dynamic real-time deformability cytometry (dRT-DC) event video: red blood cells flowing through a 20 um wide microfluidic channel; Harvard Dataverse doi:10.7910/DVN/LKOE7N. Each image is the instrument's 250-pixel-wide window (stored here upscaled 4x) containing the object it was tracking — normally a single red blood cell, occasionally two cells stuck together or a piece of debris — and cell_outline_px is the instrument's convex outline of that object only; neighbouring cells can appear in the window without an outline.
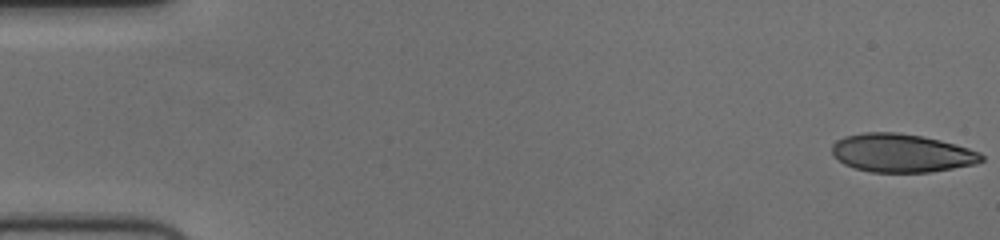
{"species": "human", "species_latin": "Homo sapiens", "temperature_condition": "cold", "stored_images_in_passage": 52, "camera_frame_rate_fps": 3000, "um_per_image_px": 0.085, "donor": {"sex": "female"}, "frame": {"image": 1, "passage_image": 1, "time_ms": 0.0, "image_size_px": [1000, 240], "cell_outline_px": [[984, 160], [976, 164], [932, 172], [872, 172], [856, 168], [844, 164], [832, 156], [832, 144], [836, 140], [844, 136], [864, 132], [900, 132], [924, 136], [956, 144], [980, 152], [984, 156]], "centroid_in_image_um": [76.64, 13.0], "position_along_channel_um": 8.4, "area_um2": 33.76}}
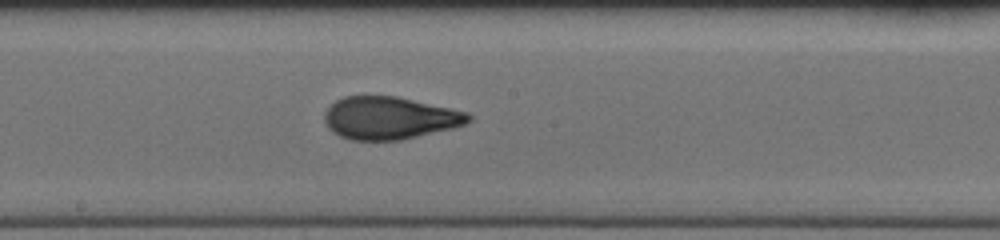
{"frame": {"image": 2, "passage_image": 30, "time_ms": 9.667, "image_size_px": [1000, 240], "cell_outline_px": [[472, 120], [464, 124], [452, 128], [400, 140], [352, 140], [340, 136], [332, 132], [328, 128], [324, 120], [324, 112], [336, 100], [344, 96], [396, 96], [468, 112], [472, 116]], "centroid_in_image_um": [33.1, 10.03], "position_along_channel_um": 215.1, "area_um2": 35.6}}
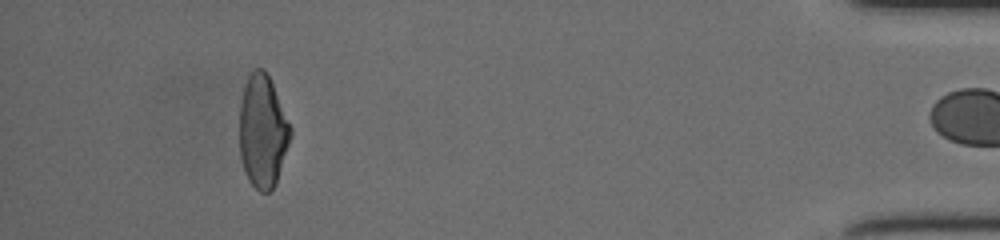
{"frame": {"image": 3, "passage_image": 51, "time_ms": 16.667, "image_size_px": [1000, 240], "cell_outline_px": [[292, 132], [276, 184], [268, 192], [260, 192], [248, 180], [240, 156], [240, 100], [248, 76], [252, 68], [264, 68], [272, 84], [292, 128]], "centroid_in_image_um": [22.32, 11.15], "position_along_channel_um": 412.9, "area_um2": 33.29}, "authors_computed_cell_mechanics": {"area_um2": 35.0268, "velocity_mm_per_s": 3.761, "shape_relaxation_time_tau1_ms": 6.1371, "shape_relaxation_time_tau2_ms": 1.2819, "deformation_change_tau1": 0.2188, "deformation_change_tau2": 0.0768}}